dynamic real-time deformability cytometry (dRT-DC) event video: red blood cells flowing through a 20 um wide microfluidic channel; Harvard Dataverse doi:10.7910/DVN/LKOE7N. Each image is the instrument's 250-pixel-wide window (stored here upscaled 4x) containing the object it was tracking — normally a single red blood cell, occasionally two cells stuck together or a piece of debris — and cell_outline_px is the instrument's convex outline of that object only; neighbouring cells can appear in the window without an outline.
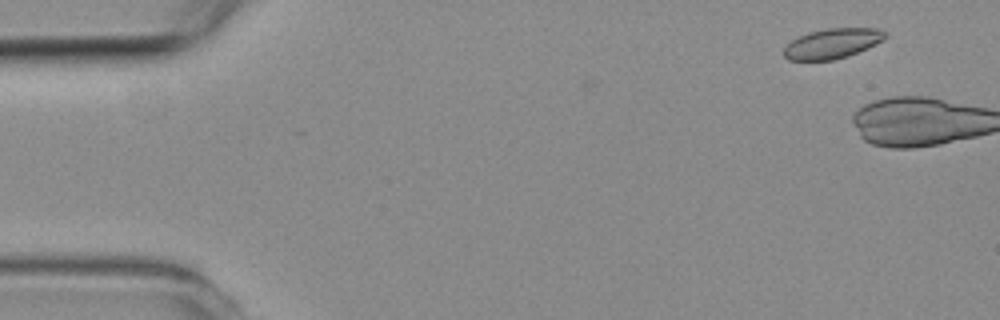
{"species": "common noctule bat (a hibernating species)", "species_latin": "Nyctalus noctula", "temperature_condition": "room temperature", "stored_images_in_passage": 2, "camera_frame_rate_fps": 3000, "um_per_image_px": 0.085, "animal": {"sex": "female", "body_mass_g": 19.3, "forearm_length_mm": 54.1}, "frame": {"image": 1, "passage_image": 1, "time_ms": 0.0, "image_size_px": [1000, 320], "cell_outline_px": [[888, 36], [848, 56], [832, 60], [788, 60], [784, 56], [784, 48], [792, 40], [808, 32], [828, 28], [876, 28], [884, 32]], "centroid_in_image_um": [70.69, 3.69], "position_along_channel_um": 14.3, "area_um2": 17.28}}